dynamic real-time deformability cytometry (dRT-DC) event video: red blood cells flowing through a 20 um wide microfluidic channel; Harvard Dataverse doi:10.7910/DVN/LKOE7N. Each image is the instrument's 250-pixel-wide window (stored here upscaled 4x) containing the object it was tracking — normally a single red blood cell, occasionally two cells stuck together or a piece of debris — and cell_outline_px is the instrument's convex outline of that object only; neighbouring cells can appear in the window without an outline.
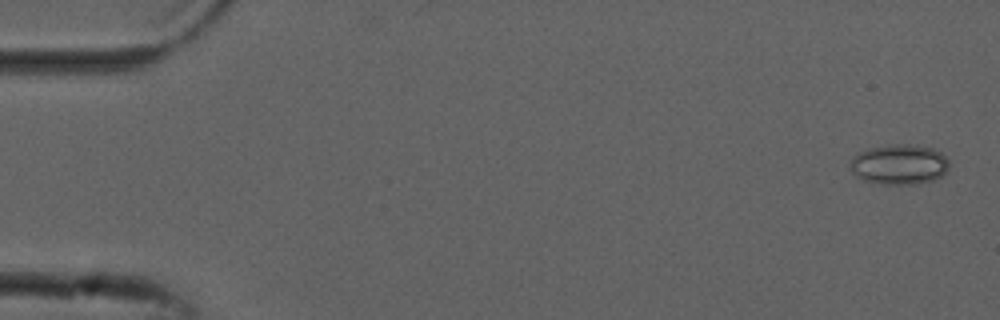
{"species": "common noctule bat (a hibernating species)", "species_latin": "Nyctalus noctula", "temperature_condition": "cold", "stored_images_in_passage": 54, "camera_frame_rate_fps": 3000, "um_per_image_px": 0.085, "animal": {"sex": "male", "forearm_length_mm": 52.5}, "frame": {"image": 1, "passage_image": 2, "time_ms": 0.333, "image_size_px": [1000, 320], "cell_outline_px": [[948, 168], [940, 176], [932, 180], [916, 184], [884, 184], [864, 180], [856, 176], [848, 168], [848, 164], [852, 156], [868, 148], [896, 144], [904, 144], [932, 148], [940, 152], [948, 160]], "centroid_in_image_um": [76.38, 13.98], "position_along_channel_um": 8.6, "area_um2": 23.06}}
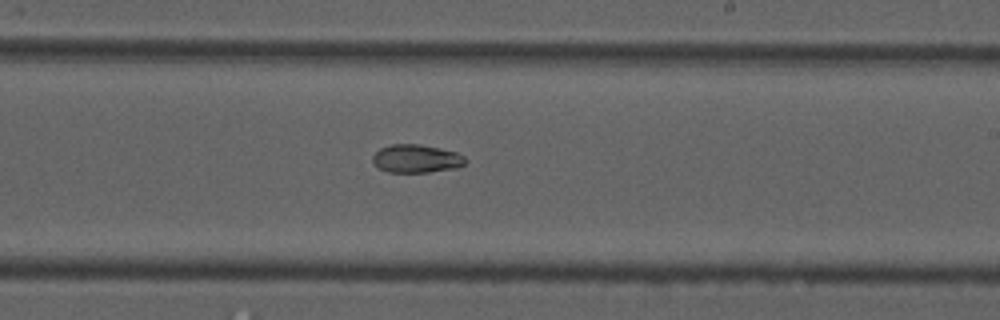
{"frame": {"image": 2, "passage_image": 32, "time_ms": 10.333, "image_size_px": [1000, 320], "cell_outline_px": [[468, 160], [464, 164], [456, 168], [428, 172], [388, 172], [380, 168], [372, 160], [372, 156], [380, 148], [392, 144], [420, 144], [440, 148], [456, 152], [464, 156]], "centroid_in_image_um": [35.41, 13.48], "position_along_channel_um": 253.6, "area_um2": 15.2}}
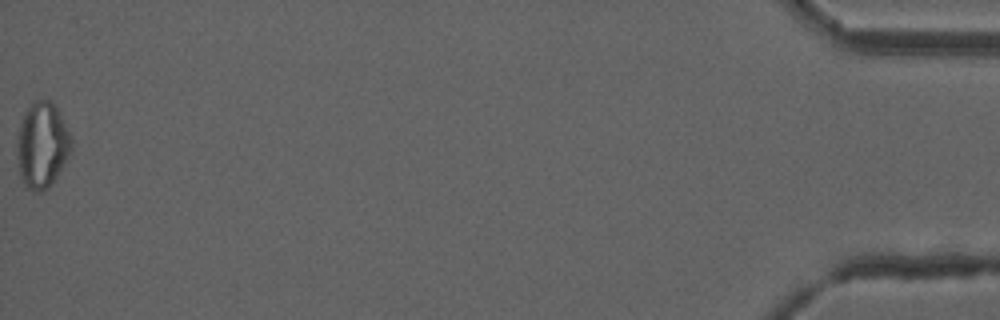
{"frame": {"image": 3, "passage_image": 54, "time_ms": 17.667, "image_size_px": [1000, 320], "cell_outline_px": [[72, 148], [56, 176], [48, 188], [44, 192], [36, 192], [28, 188], [24, 184], [20, 176], [16, 148], [16, 144], [24, 112], [36, 100], [52, 100], [56, 104], [60, 112], [72, 140]], "centroid_in_image_um": [3.58, 12.32], "position_along_channel_um": 431.6, "area_um2": 26.93}, "authors_computed_cell_mechanics": {"area_um2": 18.8428, "velocity_mm_per_s": 3.8162, "shape_relaxation_time_tau1_ms": null, "shape_relaxation_time_tau2_ms": 9.6898, "deformation_change_tau1": null, "deformation_change_tau2": 0.1273}}